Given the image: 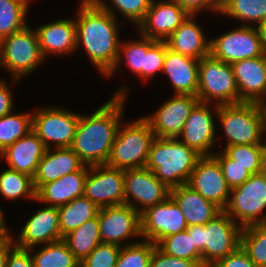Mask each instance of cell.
Returning a JSON list of instances; mask_svg holds the SVG:
<instances>
[{"label": "cell", "mask_w": 266, "mask_h": 267, "mask_svg": "<svg viewBox=\"0 0 266 267\" xmlns=\"http://www.w3.org/2000/svg\"><path fill=\"white\" fill-rule=\"evenodd\" d=\"M80 3L74 18L77 49L81 45L92 64L107 76L117 62L121 41L115 10L103 0H81Z\"/></svg>", "instance_id": "1"}, {"label": "cell", "mask_w": 266, "mask_h": 267, "mask_svg": "<svg viewBox=\"0 0 266 267\" xmlns=\"http://www.w3.org/2000/svg\"><path fill=\"white\" fill-rule=\"evenodd\" d=\"M128 88L122 86L112 99L90 115L80 114L71 149L87 166L104 165L111 154L116 133L123 119Z\"/></svg>", "instance_id": "2"}, {"label": "cell", "mask_w": 266, "mask_h": 267, "mask_svg": "<svg viewBox=\"0 0 266 267\" xmlns=\"http://www.w3.org/2000/svg\"><path fill=\"white\" fill-rule=\"evenodd\" d=\"M201 156L178 138H155L146 168L169 189L188 183Z\"/></svg>", "instance_id": "3"}, {"label": "cell", "mask_w": 266, "mask_h": 267, "mask_svg": "<svg viewBox=\"0 0 266 267\" xmlns=\"http://www.w3.org/2000/svg\"><path fill=\"white\" fill-rule=\"evenodd\" d=\"M216 116L228 140L226 147L263 144L266 130L264 112L260 103L241 102L219 105Z\"/></svg>", "instance_id": "4"}, {"label": "cell", "mask_w": 266, "mask_h": 267, "mask_svg": "<svg viewBox=\"0 0 266 267\" xmlns=\"http://www.w3.org/2000/svg\"><path fill=\"white\" fill-rule=\"evenodd\" d=\"M155 138L149 122L143 116L125 124L122 129L119 126L106 165L120 170L145 167Z\"/></svg>", "instance_id": "5"}, {"label": "cell", "mask_w": 266, "mask_h": 267, "mask_svg": "<svg viewBox=\"0 0 266 267\" xmlns=\"http://www.w3.org/2000/svg\"><path fill=\"white\" fill-rule=\"evenodd\" d=\"M24 29L0 40L1 66L12 75L13 85L44 62L36 30Z\"/></svg>", "instance_id": "6"}, {"label": "cell", "mask_w": 266, "mask_h": 267, "mask_svg": "<svg viewBox=\"0 0 266 267\" xmlns=\"http://www.w3.org/2000/svg\"><path fill=\"white\" fill-rule=\"evenodd\" d=\"M197 97L201 103L228 105L239 103V90L231 64L211 54L199 60Z\"/></svg>", "instance_id": "7"}, {"label": "cell", "mask_w": 266, "mask_h": 267, "mask_svg": "<svg viewBox=\"0 0 266 267\" xmlns=\"http://www.w3.org/2000/svg\"><path fill=\"white\" fill-rule=\"evenodd\" d=\"M266 174L251 175L231 189L224 211L242 228L266 222Z\"/></svg>", "instance_id": "8"}, {"label": "cell", "mask_w": 266, "mask_h": 267, "mask_svg": "<svg viewBox=\"0 0 266 267\" xmlns=\"http://www.w3.org/2000/svg\"><path fill=\"white\" fill-rule=\"evenodd\" d=\"M242 227L224 210L202 225V267H211L240 246Z\"/></svg>", "instance_id": "9"}, {"label": "cell", "mask_w": 266, "mask_h": 267, "mask_svg": "<svg viewBox=\"0 0 266 267\" xmlns=\"http://www.w3.org/2000/svg\"><path fill=\"white\" fill-rule=\"evenodd\" d=\"M80 114L61 107H42L32 114V131L47 149L71 147Z\"/></svg>", "instance_id": "10"}, {"label": "cell", "mask_w": 266, "mask_h": 267, "mask_svg": "<svg viewBox=\"0 0 266 267\" xmlns=\"http://www.w3.org/2000/svg\"><path fill=\"white\" fill-rule=\"evenodd\" d=\"M210 54L227 64L236 61L263 56L259 33L256 27L243 25L222 33L210 40Z\"/></svg>", "instance_id": "11"}, {"label": "cell", "mask_w": 266, "mask_h": 267, "mask_svg": "<svg viewBox=\"0 0 266 267\" xmlns=\"http://www.w3.org/2000/svg\"><path fill=\"white\" fill-rule=\"evenodd\" d=\"M124 182L125 204L140 214L170 196V189L146 167L124 170Z\"/></svg>", "instance_id": "12"}, {"label": "cell", "mask_w": 266, "mask_h": 267, "mask_svg": "<svg viewBox=\"0 0 266 267\" xmlns=\"http://www.w3.org/2000/svg\"><path fill=\"white\" fill-rule=\"evenodd\" d=\"M124 170L104 165L88 166L84 196L99 208L125 203Z\"/></svg>", "instance_id": "13"}, {"label": "cell", "mask_w": 266, "mask_h": 267, "mask_svg": "<svg viewBox=\"0 0 266 267\" xmlns=\"http://www.w3.org/2000/svg\"><path fill=\"white\" fill-rule=\"evenodd\" d=\"M140 221L141 237L156 245L163 238L185 231L188 227L178 204L170 196L142 212Z\"/></svg>", "instance_id": "14"}, {"label": "cell", "mask_w": 266, "mask_h": 267, "mask_svg": "<svg viewBox=\"0 0 266 267\" xmlns=\"http://www.w3.org/2000/svg\"><path fill=\"white\" fill-rule=\"evenodd\" d=\"M99 232L102 243L135 244L137 242L127 243V239L141 237L140 213L125 203L100 208ZM124 241L126 243L121 244Z\"/></svg>", "instance_id": "15"}, {"label": "cell", "mask_w": 266, "mask_h": 267, "mask_svg": "<svg viewBox=\"0 0 266 267\" xmlns=\"http://www.w3.org/2000/svg\"><path fill=\"white\" fill-rule=\"evenodd\" d=\"M197 95L174 94L155 113L143 116L157 138H178L193 108Z\"/></svg>", "instance_id": "16"}, {"label": "cell", "mask_w": 266, "mask_h": 267, "mask_svg": "<svg viewBox=\"0 0 266 267\" xmlns=\"http://www.w3.org/2000/svg\"><path fill=\"white\" fill-rule=\"evenodd\" d=\"M187 184L221 210L226 208L231 188L224 178L220 164L213 155L202 156L198 159Z\"/></svg>", "instance_id": "17"}, {"label": "cell", "mask_w": 266, "mask_h": 267, "mask_svg": "<svg viewBox=\"0 0 266 267\" xmlns=\"http://www.w3.org/2000/svg\"><path fill=\"white\" fill-rule=\"evenodd\" d=\"M199 102L191 111L178 139L202 156H212V146H216V125L214 116L217 115L218 105ZM214 112V113H212ZM181 137V138H180ZM182 139V140H181Z\"/></svg>", "instance_id": "18"}, {"label": "cell", "mask_w": 266, "mask_h": 267, "mask_svg": "<svg viewBox=\"0 0 266 267\" xmlns=\"http://www.w3.org/2000/svg\"><path fill=\"white\" fill-rule=\"evenodd\" d=\"M188 16L175 0H152L143 21L137 26L138 33L165 41Z\"/></svg>", "instance_id": "19"}, {"label": "cell", "mask_w": 266, "mask_h": 267, "mask_svg": "<svg viewBox=\"0 0 266 267\" xmlns=\"http://www.w3.org/2000/svg\"><path fill=\"white\" fill-rule=\"evenodd\" d=\"M59 227L58 207L46 206L31 216L21 228L14 245L23 249L33 250L39 244L62 240Z\"/></svg>", "instance_id": "20"}, {"label": "cell", "mask_w": 266, "mask_h": 267, "mask_svg": "<svg viewBox=\"0 0 266 267\" xmlns=\"http://www.w3.org/2000/svg\"><path fill=\"white\" fill-rule=\"evenodd\" d=\"M239 90V103H261L266 98V54L231 64Z\"/></svg>", "instance_id": "21"}, {"label": "cell", "mask_w": 266, "mask_h": 267, "mask_svg": "<svg viewBox=\"0 0 266 267\" xmlns=\"http://www.w3.org/2000/svg\"><path fill=\"white\" fill-rule=\"evenodd\" d=\"M84 165L70 147L46 149L33 176L35 191L48 182L80 170Z\"/></svg>", "instance_id": "22"}, {"label": "cell", "mask_w": 266, "mask_h": 267, "mask_svg": "<svg viewBox=\"0 0 266 267\" xmlns=\"http://www.w3.org/2000/svg\"><path fill=\"white\" fill-rule=\"evenodd\" d=\"M46 149L43 141L31 130L2 151L0 157L6 161L8 168L33 178Z\"/></svg>", "instance_id": "23"}, {"label": "cell", "mask_w": 266, "mask_h": 267, "mask_svg": "<svg viewBox=\"0 0 266 267\" xmlns=\"http://www.w3.org/2000/svg\"><path fill=\"white\" fill-rule=\"evenodd\" d=\"M43 57L49 54H72L77 50V29L74 18L60 19L35 29Z\"/></svg>", "instance_id": "24"}, {"label": "cell", "mask_w": 266, "mask_h": 267, "mask_svg": "<svg viewBox=\"0 0 266 267\" xmlns=\"http://www.w3.org/2000/svg\"><path fill=\"white\" fill-rule=\"evenodd\" d=\"M199 60L167 48L163 74L169 77L175 94L197 95Z\"/></svg>", "instance_id": "25"}, {"label": "cell", "mask_w": 266, "mask_h": 267, "mask_svg": "<svg viewBox=\"0 0 266 267\" xmlns=\"http://www.w3.org/2000/svg\"><path fill=\"white\" fill-rule=\"evenodd\" d=\"M88 166L42 185L36 191V200L47 206L60 207L75 198L84 196Z\"/></svg>", "instance_id": "26"}, {"label": "cell", "mask_w": 266, "mask_h": 267, "mask_svg": "<svg viewBox=\"0 0 266 267\" xmlns=\"http://www.w3.org/2000/svg\"><path fill=\"white\" fill-rule=\"evenodd\" d=\"M170 197L178 204L188 226L204 225L222 211L187 183L170 189Z\"/></svg>", "instance_id": "27"}, {"label": "cell", "mask_w": 266, "mask_h": 267, "mask_svg": "<svg viewBox=\"0 0 266 267\" xmlns=\"http://www.w3.org/2000/svg\"><path fill=\"white\" fill-rule=\"evenodd\" d=\"M194 17L188 16L165 41L172 51L200 60L210 54V41Z\"/></svg>", "instance_id": "28"}, {"label": "cell", "mask_w": 266, "mask_h": 267, "mask_svg": "<svg viewBox=\"0 0 266 267\" xmlns=\"http://www.w3.org/2000/svg\"><path fill=\"white\" fill-rule=\"evenodd\" d=\"M79 262H82L101 243L98 216L84 222L62 239Z\"/></svg>", "instance_id": "29"}, {"label": "cell", "mask_w": 266, "mask_h": 267, "mask_svg": "<svg viewBox=\"0 0 266 267\" xmlns=\"http://www.w3.org/2000/svg\"><path fill=\"white\" fill-rule=\"evenodd\" d=\"M100 208L87 197L81 196L58 207L61 236L98 216Z\"/></svg>", "instance_id": "30"}, {"label": "cell", "mask_w": 266, "mask_h": 267, "mask_svg": "<svg viewBox=\"0 0 266 267\" xmlns=\"http://www.w3.org/2000/svg\"><path fill=\"white\" fill-rule=\"evenodd\" d=\"M219 13L244 21L245 26L256 27L266 20V0H226Z\"/></svg>", "instance_id": "31"}, {"label": "cell", "mask_w": 266, "mask_h": 267, "mask_svg": "<svg viewBox=\"0 0 266 267\" xmlns=\"http://www.w3.org/2000/svg\"><path fill=\"white\" fill-rule=\"evenodd\" d=\"M36 252L30 254L34 267H80V262L63 240L45 244Z\"/></svg>", "instance_id": "32"}, {"label": "cell", "mask_w": 266, "mask_h": 267, "mask_svg": "<svg viewBox=\"0 0 266 267\" xmlns=\"http://www.w3.org/2000/svg\"><path fill=\"white\" fill-rule=\"evenodd\" d=\"M31 0H0V40L24 29Z\"/></svg>", "instance_id": "33"}, {"label": "cell", "mask_w": 266, "mask_h": 267, "mask_svg": "<svg viewBox=\"0 0 266 267\" xmlns=\"http://www.w3.org/2000/svg\"><path fill=\"white\" fill-rule=\"evenodd\" d=\"M156 40L150 39L141 35V39L125 41L124 43L120 42L119 45V56L117 62L112 69V71L106 76L111 77V75L118 71V67H120L121 60L126 62V66L134 73V75H138V77L142 78V68H144L145 54L148 48L155 42Z\"/></svg>", "instance_id": "34"}, {"label": "cell", "mask_w": 266, "mask_h": 267, "mask_svg": "<svg viewBox=\"0 0 266 267\" xmlns=\"http://www.w3.org/2000/svg\"><path fill=\"white\" fill-rule=\"evenodd\" d=\"M0 193L2 197L8 200H16L22 197L36 200L33 178L10 168L0 173Z\"/></svg>", "instance_id": "35"}, {"label": "cell", "mask_w": 266, "mask_h": 267, "mask_svg": "<svg viewBox=\"0 0 266 267\" xmlns=\"http://www.w3.org/2000/svg\"><path fill=\"white\" fill-rule=\"evenodd\" d=\"M240 246L257 267H266V222L242 228Z\"/></svg>", "instance_id": "36"}, {"label": "cell", "mask_w": 266, "mask_h": 267, "mask_svg": "<svg viewBox=\"0 0 266 267\" xmlns=\"http://www.w3.org/2000/svg\"><path fill=\"white\" fill-rule=\"evenodd\" d=\"M32 130V113L6 114L0 118V153Z\"/></svg>", "instance_id": "37"}, {"label": "cell", "mask_w": 266, "mask_h": 267, "mask_svg": "<svg viewBox=\"0 0 266 267\" xmlns=\"http://www.w3.org/2000/svg\"><path fill=\"white\" fill-rule=\"evenodd\" d=\"M156 246L169 256L194 260L202 267L201 252L193 245L192 235L187 230L163 238Z\"/></svg>", "instance_id": "38"}, {"label": "cell", "mask_w": 266, "mask_h": 267, "mask_svg": "<svg viewBox=\"0 0 266 267\" xmlns=\"http://www.w3.org/2000/svg\"><path fill=\"white\" fill-rule=\"evenodd\" d=\"M222 151L252 175L262 173L263 144L228 146Z\"/></svg>", "instance_id": "39"}, {"label": "cell", "mask_w": 266, "mask_h": 267, "mask_svg": "<svg viewBox=\"0 0 266 267\" xmlns=\"http://www.w3.org/2000/svg\"><path fill=\"white\" fill-rule=\"evenodd\" d=\"M155 246L156 244L146 240L121 246L115 267H150Z\"/></svg>", "instance_id": "40"}, {"label": "cell", "mask_w": 266, "mask_h": 267, "mask_svg": "<svg viewBox=\"0 0 266 267\" xmlns=\"http://www.w3.org/2000/svg\"><path fill=\"white\" fill-rule=\"evenodd\" d=\"M120 250V245L101 242L80 262V267H115Z\"/></svg>", "instance_id": "41"}, {"label": "cell", "mask_w": 266, "mask_h": 267, "mask_svg": "<svg viewBox=\"0 0 266 267\" xmlns=\"http://www.w3.org/2000/svg\"><path fill=\"white\" fill-rule=\"evenodd\" d=\"M213 156L220 164L222 173L231 189L242 185L252 174L245 170L244 167L236 164L235 161L230 159L222 150L221 152H213Z\"/></svg>", "instance_id": "42"}, {"label": "cell", "mask_w": 266, "mask_h": 267, "mask_svg": "<svg viewBox=\"0 0 266 267\" xmlns=\"http://www.w3.org/2000/svg\"><path fill=\"white\" fill-rule=\"evenodd\" d=\"M168 45L166 41H155L145 54L142 80L153 78L158 72L163 71V63Z\"/></svg>", "instance_id": "43"}, {"label": "cell", "mask_w": 266, "mask_h": 267, "mask_svg": "<svg viewBox=\"0 0 266 267\" xmlns=\"http://www.w3.org/2000/svg\"><path fill=\"white\" fill-rule=\"evenodd\" d=\"M152 0H111L112 6L137 26L143 21Z\"/></svg>", "instance_id": "44"}, {"label": "cell", "mask_w": 266, "mask_h": 267, "mask_svg": "<svg viewBox=\"0 0 266 267\" xmlns=\"http://www.w3.org/2000/svg\"><path fill=\"white\" fill-rule=\"evenodd\" d=\"M150 267H200L194 260L181 259L169 256L161 251L157 246L154 247Z\"/></svg>", "instance_id": "45"}, {"label": "cell", "mask_w": 266, "mask_h": 267, "mask_svg": "<svg viewBox=\"0 0 266 267\" xmlns=\"http://www.w3.org/2000/svg\"><path fill=\"white\" fill-rule=\"evenodd\" d=\"M211 267H257L248 257L247 253L239 246L233 253L217 261Z\"/></svg>", "instance_id": "46"}, {"label": "cell", "mask_w": 266, "mask_h": 267, "mask_svg": "<svg viewBox=\"0 0 266 267\" xmlns=\"http://www.w3.org/2000/svg\"><path fill=\"white\" fill-rule=\"evenodd\" d=\"M178 5L189 15L196 16L198 12L205 10L220 12V6L214 0H175ZM196 14V15H195Z\"/></svg>", "instance_id": "47"}, {"label": "cell", "mask_w": 266, "mask_h": 267, "mask_svg": "<svg viewBox=\"0 0 266 267\" xmlns=\"http://www.w3.org/2000/svg\"><path fill=\"white\" fill-rule=\"evenodd\" d=\"M6 267H34L30 250L15 245L9 251Z\"/></svg>", "instance_id": "48"}, {"label": "cell", "mask_w": 266, "mask_h": 267, "mask_svg": "<svg viewBox=\"0 0 266 267\" xmlns=\"http://www.w3.org/2000/svg\"><path fill=\"white\" fill-rule=\"evenodd\" d=\"M13 93L5 79L0 82V118L13 110Z\"/></svg>", "instance_id": "49"}, {"label": "cell", "mask_w": 266, "mask_h": 267, "mask_svg": "<svg viewBox=\"0 0 266 267\" xmlns=\"http://www.w3.org/2000/svg\"><path fill=\"white\" fill-rule=\"evenodd\" d=\"M13 239L11 235L0 236V267H6L9 251L15 246Z\"/></svg>", "instance_id": "50"}, {"label": "cell", "mask_w": 266, "mask_h": 267, "mask_svg": "<svg viewBox=\"0 0 266 267\" xmlns=\"http://www.w3.org/2000/svg\"><path fill=\"white\" fill-rule=\"evenodd\" d=\"M186 230L192 235L193 245L201 252L202 257V225L188 226Z\"/></svg>", "instance_id": "51"}, {"label": "cell", "mask_w": 266, "mask_h": 267, "mask_svg": "<svg viewBox=\"0 0 266 267\" xmlns=\"http://www.w3.org/2000/svg\"><path fill=\"white\" fill-rule=\"evenodd\" d=\"M256 28L259 33L263 50L266 52V20L261 22Z\"/></svg>", "instance_id": "52"}, {"label": "cell", "mask_w": 266, "mask_h": 267, "mask_svg": "<svg viewBox=\"0 0 266 267\" xmlns=\"http://www.w3.org/2000/svg\"><path fill=\"white\" fill-rule=\"evenodd\" d=\"M1 209L2 208H0V236L11 235L9 233V230H8L6 224H5V221H4L5 219H4V216H3L4 214H3Z\"/></svg>", "instance_id": "53"}, {"label": "cell", "mask_w": 266, "mask_h": 267, "mask_svg": "<svg viewBox=\"0 0 266 267\" xmlns=\"http://www.w3.org/2000/svg\"><path fill=\"white\" fill-rule=\"evenodd\" d=\"M262 173L266 174V138L263 142Z\"/></svg>", "instance_id": "54"}, {"label": "cell", "mask_w": 266, "mask_h": 267, "mask_svg": "<svg viewBox=\"0 0 266 267\" xmlns=\"http://www.w3.org/2000/svg\"><path fill=\"white\" fill-rule=\"evenodd\" d=\"M260 104H261L262 110L264 112V121H265V127H266V98Z\"/></svg>", "instance_id": "55"}, {"label": "cell", "mask_w": 266, "mask_h": 267, "mask_svg": "<svg viewBox=\"0 0 266 267\" xmlns=\"http://www.w3.org/2000/svg\"><path fill=\"white\" fill-rule=\"evenodd\" d=\"M219 6H221L226 0H214Z\"/></svg>", "instance_id": "56"}, {"label": "cell", "mask_w": 266, "mask_h": 267, "mask_svg": "<svg viewBox=\"0 0 266 267\" xmlns=\"http://www.w3.org/2000/svg\"><path fill=\"white\" fill-rule=\"evenodd\" d=\"M1 67H2V66H1V57H0V69H1ZM3 80H4V79L0 80V82L3 81Z\"/></svg>", "instance_id": "57"}]
</instances>
